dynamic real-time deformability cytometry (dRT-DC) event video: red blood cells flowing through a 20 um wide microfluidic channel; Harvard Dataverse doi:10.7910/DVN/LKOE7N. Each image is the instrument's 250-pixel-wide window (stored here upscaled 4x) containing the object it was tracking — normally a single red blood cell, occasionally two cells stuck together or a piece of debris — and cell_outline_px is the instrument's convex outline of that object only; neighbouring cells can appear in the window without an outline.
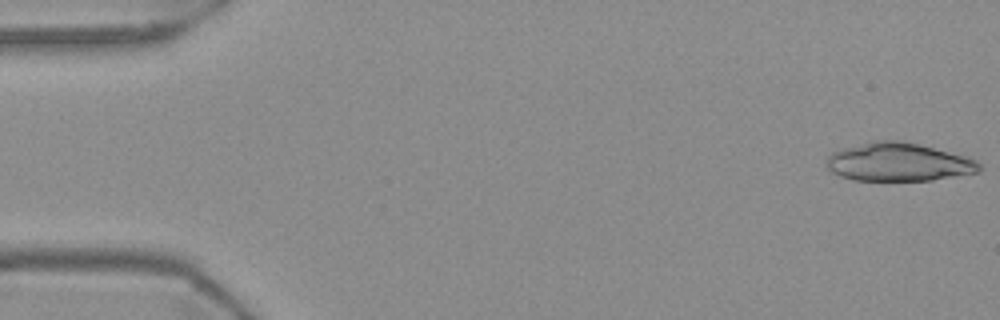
{"species": "Egyptian fruit bat (a non-hibernating species)", "species_latin": "Rousettus aegyptiacus", "temperature_condition": "warm", "stored_images_in_passage": 18, "camera_frame_rate_fps": 3000, "um_per_image_px": 0.085, "frame": {"image": 1, "passage_image": 1, "time_ms": 0.0, "image_size_px": [1000, 320], "cell_outline_px": [[980, 172], [932, 180], [852, 180], [840, 176], [832, 172], [824, 164], [828, 156], [832, 152], [844, 148], [872, 140], [900, 140], [920, 144], [968, 156], [976, 160], [980, 164]], "centroid_in_image_um": [76.37, 13.77], "position_along_channel_um": 8.6, "area_um2": 34.39}}